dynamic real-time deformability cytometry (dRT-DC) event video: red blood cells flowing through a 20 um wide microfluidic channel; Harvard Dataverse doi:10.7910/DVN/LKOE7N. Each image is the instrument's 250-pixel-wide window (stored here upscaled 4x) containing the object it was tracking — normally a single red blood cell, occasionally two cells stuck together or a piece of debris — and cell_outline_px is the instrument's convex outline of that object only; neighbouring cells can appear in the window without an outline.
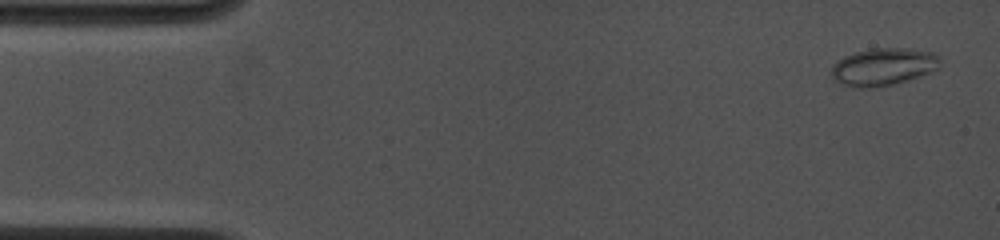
{"species": "common noctule bat (a hibernating species)", "species_latin": "Nyctalus noctula", "temperature_condition": "cold", "stored_images_in_passage": 71, "camera_frame_rate_fps": 4500, "um_per_image_px": 0.085, "animal": {"sex": "female", "body_mass_g": 19.0, "forearm_length_mm": 53.3}, "frame": {"image": 1, "passage_image": 4, "time_ms": 0.444, "image_size_px": [1000, 240], "cell_outline_px": [[940, 64], [936, 72], [892, 84], [876, 88], [856, 88], [844, 84], [836, 80], [832, 76], [832, 64], [836, 60], [844, 56], [868, 48], [908, 48], [936, 52], [940, 56]], "centroid_in_image_um": [75.14, 5.66], "position_along_channel_um": 9.9, "area_um2": 24.16}}
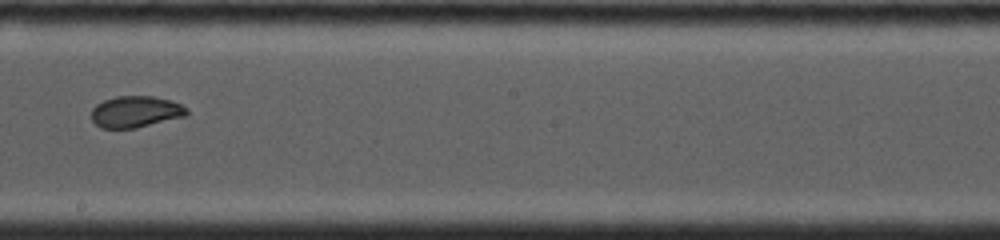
{"frame": {"image": 2, "passage_image": 35, "time_ms": 8.889, "image_size_px": [1000, 240], "cell_outline_px": [[188, 116], [136, 128], [100, 128], [92, 120], [92, 108], [96, 104], [104, 100], [116, 96], [152, 96], [168, 100], [180, 104], [188, 108]], "centroid_in_image_um": [11.54, 9.5], "position_along_channel_um": 236.7, "area_um2": 17.57}}
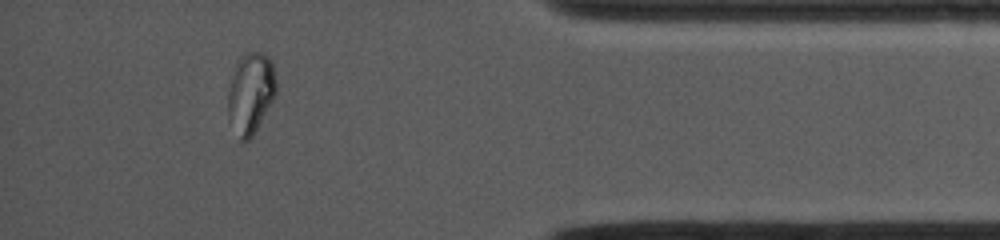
{"frame": {"image": 3, "passage_image": 62, "time_ms": 13.778, "image_size_px": [1000, 240], "cell_outline_px": [[276, 92], [272, 100], [252, 136], [244, 144], [240, 140], [228, 120], [228, 88], [236, 64], [240, 56], [244, 52], [264, 52], [272, 60], [276, 80]], "centroid_in_image_um": [21.29, 7.89], "position_along_channel_um": 413.9, "area_um2": 22.83}, "authors_computed_cell_mechanics": {"area_um2": 19.9988, "velocity_mm_per_s": 4.0712, "shape_relaxation_time_tau1_ms": null, "shape_relaxation_time_tau2_ms": 0.6689, "deformation_change_tau1": null, "deformation_change_tau2": 0.0428}}